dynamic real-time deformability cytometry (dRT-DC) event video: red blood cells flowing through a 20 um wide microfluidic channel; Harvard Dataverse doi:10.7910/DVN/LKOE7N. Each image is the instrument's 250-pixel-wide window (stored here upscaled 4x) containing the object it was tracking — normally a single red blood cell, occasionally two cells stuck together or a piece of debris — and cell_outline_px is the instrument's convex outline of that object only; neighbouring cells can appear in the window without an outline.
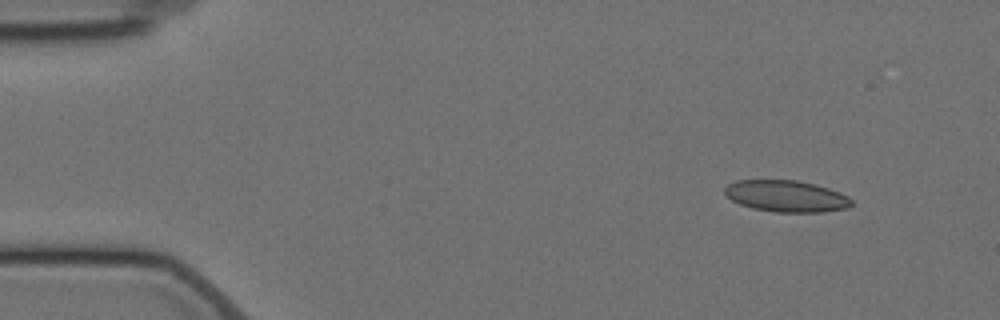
{"species": "Egyptian fruit bat (a non-hibernating species)", "species_latin": "Rousettus aegyptiacus", "temperature_condition": "cold", "stored_images_in_passage": 6, "camera_frame_rate_fps": 3000, "um_per_image_px": 0.085, "animal": {"sex": "female"}, "frame": {"image": 1, "passage_image": 2, "time_ms": 1.0, "image_size_px": [1000, 320], "cell_outline_px": [[852, 204], [844, 208], [820, 212], [776, 212], [752, 208], [740, 204], [724, 196], [724, 188], [728, 184], [736, 180], [796, 180], [816, 184], [840, 192], [848, 196], [852, 200]], "centroid_in_image_um": [66.79, 16.66], "position_along_channel_um": 18.2, "area_um2": 23.35}}